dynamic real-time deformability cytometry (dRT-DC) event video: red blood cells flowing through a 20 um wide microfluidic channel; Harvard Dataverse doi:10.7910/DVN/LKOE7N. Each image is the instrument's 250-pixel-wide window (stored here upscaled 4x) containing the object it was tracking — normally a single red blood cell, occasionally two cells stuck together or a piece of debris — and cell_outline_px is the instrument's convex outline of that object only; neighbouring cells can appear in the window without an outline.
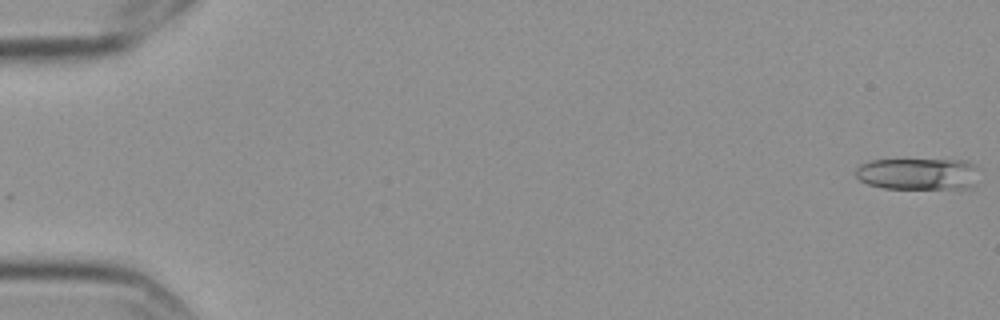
{"species": "Egyptian fruit bat (a non-hibernating species)", "species_latin": "Rousettus aegyptiacus", "temperature_condition": "cold", "stored_images_in_passage": 5, "camera_frame_rate_fps": 3000, "um_per_image_px": 0.085, "frame": {"image": 1, "passage_image": 1, "time_ms": 0.0, "image_size_px": [1000, 320], "cell_outline_px": [[980, 168], [972, 184], [968, 188], [884, 188], [868, 184], [860, 180], [856, 176], [856, 168], [860, 164], [872, 160], [968, 160], [976, 164]], "centroid_in_image_um": [78.05, 14.76], "position_along_channel_um": 6.9, "area_um2": 22.83}}
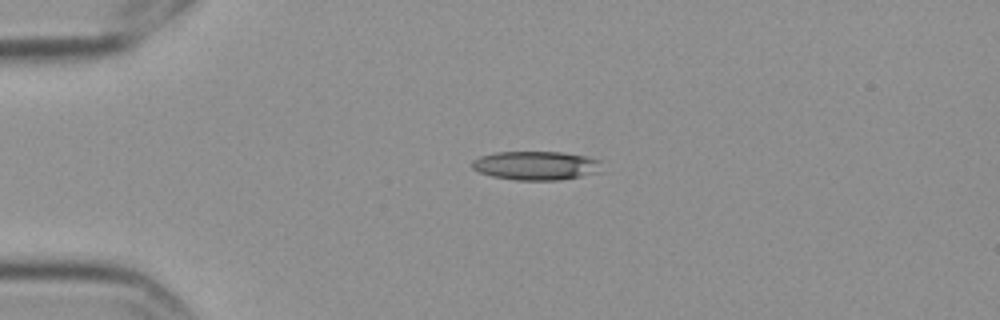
{"frame": {"image": 2, "passage_image": 4, "time_ms": 1.0, "image_size_px": [1000, 320], "cell_outline_px": [[604, 172], [560, 180], [516, 180], [492, 176], [480, 172], [472, 168], [472, 160], [480, 156], [496, 152], [564, 152], [588, 156], [600, 160]], "centroid_in_image_um": [45.63, 14.07], "position_along_channel_um": 39.4, "area_um2": 22.14}}